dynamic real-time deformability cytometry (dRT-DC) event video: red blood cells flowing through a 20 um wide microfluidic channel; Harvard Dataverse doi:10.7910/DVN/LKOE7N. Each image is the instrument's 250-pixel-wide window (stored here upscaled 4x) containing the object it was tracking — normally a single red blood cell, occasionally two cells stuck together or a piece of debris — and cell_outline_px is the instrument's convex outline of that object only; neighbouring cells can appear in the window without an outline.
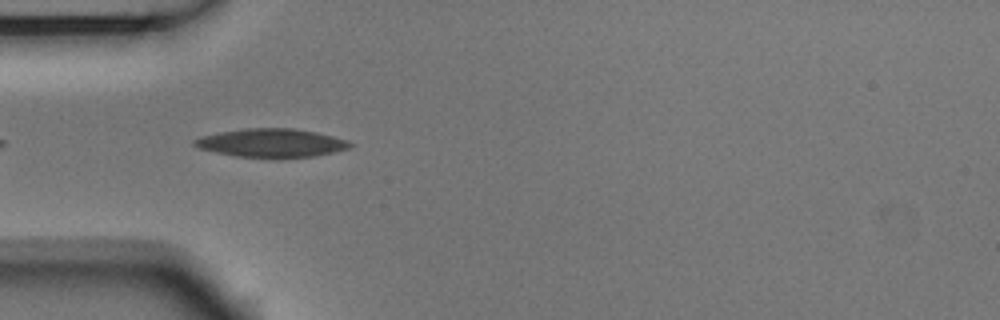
{"species": "Egyptian fruit bat (a non-hibernating species)", "species_latin": "Rousettus aegyptiacus", "temperature_condition": "room temperature", "stored_images_in_passage": 4, "camera_frame_rate_fps": 3000, "um_per_image_px": 0.085, "animal": {"sex": "male"}, "frame": {"image": 1, "passage_image": 3, "time_ms": 0.667, "image_size_px": [1000, 320], "cell_outline_px": [[352, 144], [348, 148], [332, 152], [312, 156], [280, 160], [236, 156], [216, 152], [200, 148], [192, 144], [192, 140], [204, 136], [220, 132], [244, 128], [292, 128], [316, 132], [348, 140]], "centroid_in_image_um": [23.07, 12.17], "position_along_channel_um": 61.9, "area_um2": 26.13}}
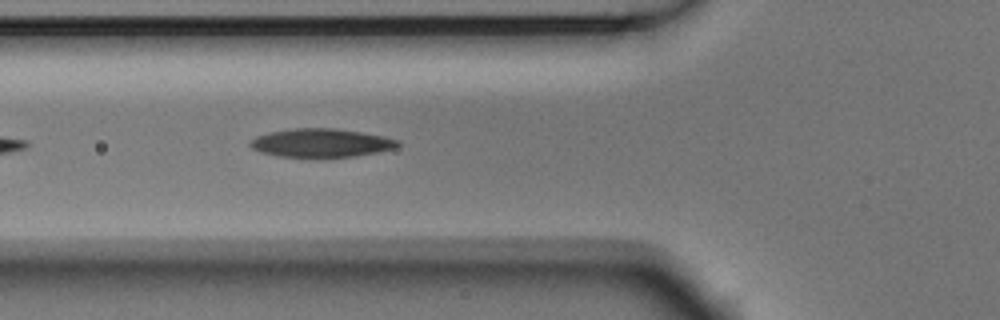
{"frame": {"image": 2, "passage_image": 4, "time_ms": 1.0, "image_size_px": [1000, 320], "cell_outline_px": [[400, 144], [396, 148], [356, 156], [320, 160], [280, 156], [260, 152], [252, 148], [248, 144], [256, 136], [272, 132], [296, 128], [336, 128], [384, 136], [400, 140]], "centroid_in_image_um": [27.32, 12.19], "position_along_channel_um": 98.5, "area_um2": 25.2}}